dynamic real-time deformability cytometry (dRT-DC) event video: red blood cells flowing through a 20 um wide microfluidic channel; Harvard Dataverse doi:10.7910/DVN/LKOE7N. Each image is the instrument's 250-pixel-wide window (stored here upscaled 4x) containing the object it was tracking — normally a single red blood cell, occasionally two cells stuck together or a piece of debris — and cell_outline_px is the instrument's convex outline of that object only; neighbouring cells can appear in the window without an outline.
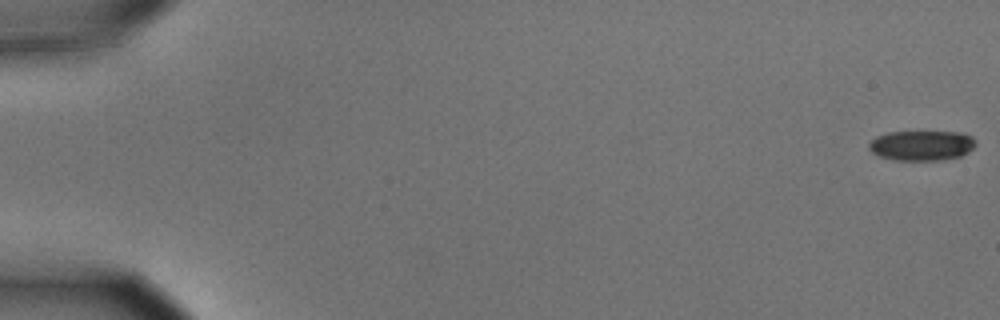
{"species": "common noctule bat (a hibernating species)", "species_latin": "Nyctalus noctula", "temperature_condition": "cold", "stored_images_in_passage": 58, "camera_frame_rate_fps": 3000, "um_per_image_px": 0.085, "animal": {"sex": "male", "body_mass_g": 15.6}, "frame": {"image": 1, "passage_image": 1, "time_ms": 0.0, "image_size_px": [1000, 320], "cell_outline_px": [[976, 144], [968, 152], [960, 156], [940, 160], [896, 160], [880, 156], [872, 152], [868, 148], [868, 144], [876, 136], [888, 132], [956, 132], [972, 136], [976, 140]], "centroid_in_image_um": [78.33, 12.36], "position_along_channel_um": 6.7, "area_um2": 18.61}}
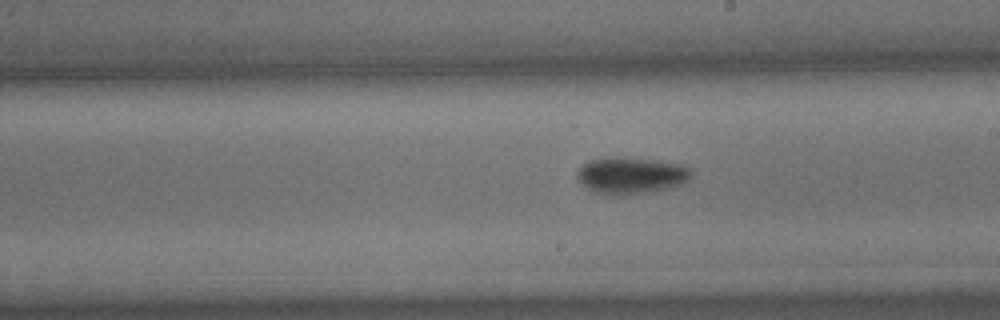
{"frame": {"image": 2, "passage_image": 34, "time_ms": 11.0, "image_size_px": [1000, 320], "cell_outline_px": [[692, 176], [688, 180], [672, 188], [652, 192], [616, 196], [608, 196], [592, 192], [576, 176], [576, 172], [588, 160], [604, 156], [624, 156], [680, 164], [688, 168], [692, 172]], "centroid_in_image_um": [53.61, 14.92], "position_along_channel_um": 235.4, "area_um2": 24.91}}
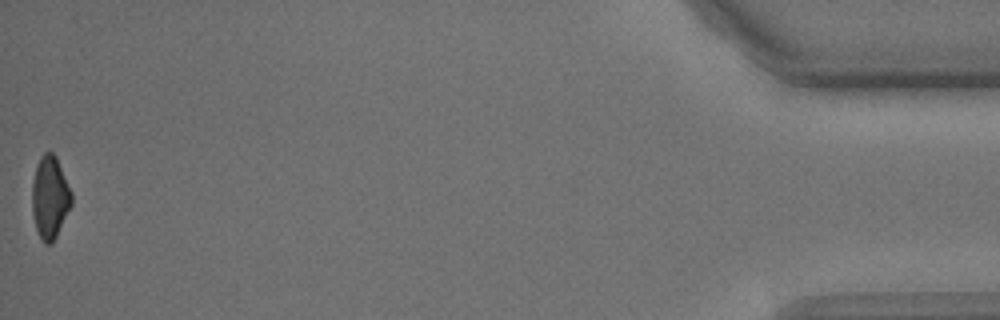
{"frame": {"image": 3, "passage_image": 58, "time_ms": 19.0, "image_size_px": [1000, 320], "cell_outline_px": [[72, 204], [52, 244], [44, 244], [36, 228], [32, 212], [32, 184], [36, 164], [40, 156], [44, 152], [52, 152], [56, 156], [72, 192]], "centroid_in_image_um": [4.24, 16.75], "position_along_channel_um": 431.0, "area_um2": 19.02}, "authors_computed_cell_mechanics": {"area_um2": 21.2126, "velocity_mm_per_s": 3.5467, "shape_relaxation_time_tau1_ms": 2.8044, "shape_relaxation_time_tau2_ms": null, "deformation_change_tau1": 0.0992, "deformation_change_tau2": null}}